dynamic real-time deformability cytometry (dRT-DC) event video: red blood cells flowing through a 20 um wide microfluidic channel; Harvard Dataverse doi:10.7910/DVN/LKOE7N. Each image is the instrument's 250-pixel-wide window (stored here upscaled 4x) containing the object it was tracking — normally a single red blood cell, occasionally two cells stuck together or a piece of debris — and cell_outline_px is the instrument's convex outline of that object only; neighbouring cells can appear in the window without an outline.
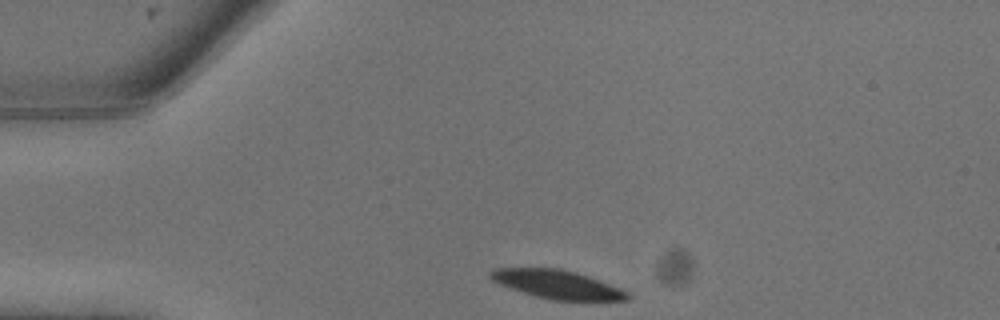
{"species": "common noctule bat (a hibernating species)", "species_latin": "Nyctalus noctula", "temperature_condition": "warm", "stored_images_in_passage": 6, "camera_frame_rate_fps": 3000, "um_per_image_px": 0.085, "animal": {"sex": "male", "body_mass_g": 13.3}, "frame": {"image": 1, "passage_image": 1, "time_ms": 0.0, "image_size_px": [1000, 320], "cell_outline_px": [[632, 296], [628, 300], [552, 300], [536, 296], [500, 284], [492, 280], [488, 276], [488, 272], [496, 268], [560, 268], [576, 272], [600, 280], [620, 288], [628, 292]], "centroid_in_image_um": [47.38, 24.16], "position_along_channel_um": 37.6, "area_um2": 22.66}}
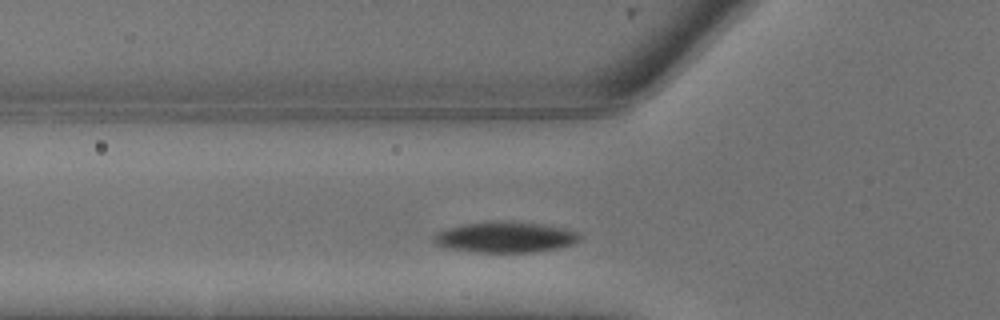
{"frame": {"image": 2, "passage_image": 4, "time_ms": 1.0, "image_size_px": [1000, 320], "cell_outline_px": [[580, 240], [572, 244], [556, 248], [532, 252], [476, 252], [452, 248], [436, 244], [432, 240], [432, 236], [448, 228], [464, 224], [492, 220], [512, 220], [540, 224], [564, 228], [576, 232], [580, 236]], "centroid_in_image_um": [42.95, 20.14], "position_along_channel_um": 82.9, "area_um2": 26.07}}